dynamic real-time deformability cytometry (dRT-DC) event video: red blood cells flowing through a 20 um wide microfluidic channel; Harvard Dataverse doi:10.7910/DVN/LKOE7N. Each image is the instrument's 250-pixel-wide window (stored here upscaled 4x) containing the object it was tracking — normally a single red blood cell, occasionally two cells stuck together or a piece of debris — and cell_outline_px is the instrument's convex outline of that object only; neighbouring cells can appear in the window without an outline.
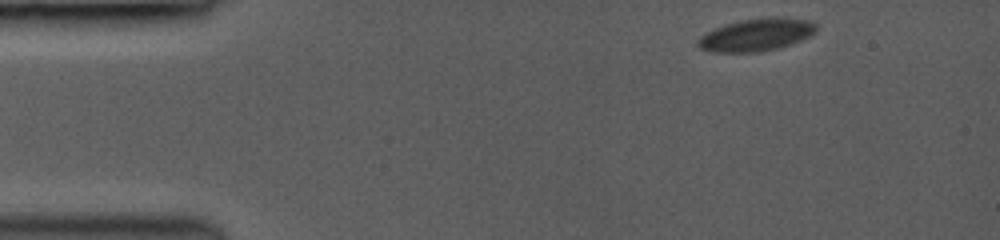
{"species": "common noctule bat (a hibernating species)", "species_latin": "Nyctalus noctula", "temperature_condition": "room temperature", "stored_images_in_passage": 18, "camera_frame_rate_fps": 3000, "um_per_image_px": 0.085, "animal": {"sex": "female", "body_mass_g": 19.0, "forearm_length_mm": 53.3}, "frame": {"image": 1, "passage_image": 1, "time_ms": 0.0, "image_size_px": [1000, 240], "cell_outline_px": [[816, 32], [800, 40], [776, 48], [760, 52], [708, 52], [700, 48], [696, 44], [696, 40], [704, 32], [724, 24], [740, 20], [768, 16], [776, 16], [808, 20], [816, 24]], "centroid_in_image_um": [64.22, 2.94], "position_along_channel_um": 20.8, "area_um2": 22.66}}
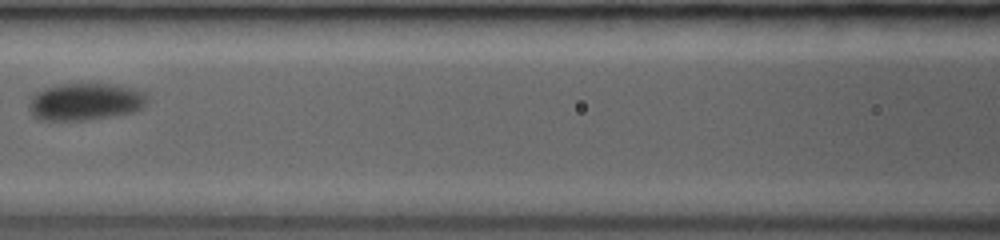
{"frame": {"image": 2, "passage_image": 8, "time_ms": 5.667, "image_size_px": [1000, 240], "cell_outline_px": [[148, 100], [140, 108], [132, 112], [112, 116], [88, 120], [40, 120], [32, 116], [28, 108], [28, 104], [32, 96], [36, 92], [44, 88], [60, 84], [120, 84], [144, 92]], "centroid_in_image_um": [7.21, 8.64], "position_along_channel_um": 159.4, "area_um2": 25.78}}
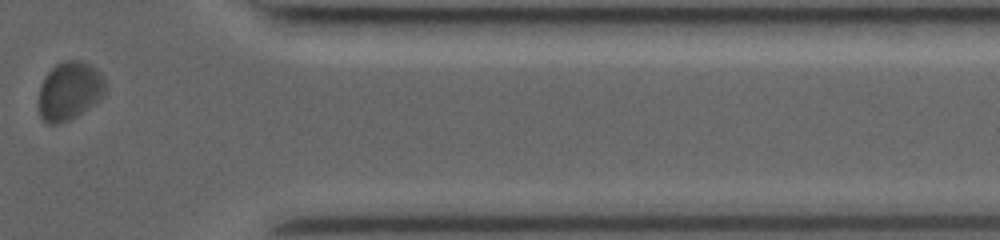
{"frame": {"image": 3, "passage_image": 16, "time_ms": 12.0, "image_size_px": [1000, 240], "cell_outline_px": [[108, 88], [104, 96], [88, 108], [76, 116], [60, 124], [48, 124], [40, 116], [40, 84], [48, 72], [56, 64], [64, 60], [80, 60], [92, 64], [100, 72]], "centroid_in_image_um": [5.95, 7.7], "position_along_channel_um": 405.5, "area_um2": 22.83}, "authors_computed_cell_mechanics": {"area_um2": 23.2356, "velocity_mm_per_s": 4.0052, "shape_relaxation_time_tau1_ms": 0.7436, "shape_relaxation_time_tau2_ms": null, "deformation_change_tau1": 0.0443, "deformation_change_tau2": null}}